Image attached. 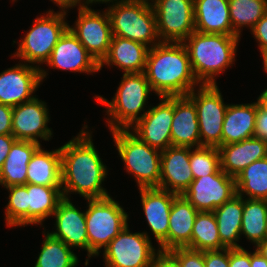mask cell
Here are the masks:
<instances>
[{
	"mask_svg": "<svg viewBox=\"0 0 267 267\" xmlns=\"http://www.w3.org/2000/svg\"><path fill=\"white\" fill-rule=\"evenodd\" d=\"M72 140L60 147L61 151V187L63 198L78 193L85 200L100 199L109 196L102 183L108 170L94 147L88 125Z\"/></svg>",
	"mask_w": 267,
	"mask_h": 267,
	"instance_id": "obj_1",
	"label": "cell"
},
{
	"mask_svg": "<svg viewBox=\"0 0 267 267\" xmlns=\"http://www.w3.org/2000/svg\"><path fill=\"white\" fill-rule=\"evenodd\" d=\"M157 96H187L199 82L183 43L161 42L149 48L144 70Z\"/></svg>",
	"mask_w": 267,
	"mask_h": 267,
	"instance_id": "obj_2",
	"label": "cell"
},
{
	"mask_svg": "<svg viewBox=\"0 0 267 267\" xmlns=\"http://www.w3.org/2000/svg\"><path fill=\"white\" fill-rule=\"evenodd\" d=\"M239 36L194 31L184 42L199 85H217L216 78L234 64Z\"/></svg>",
	"mask_w": 267,
	"mask_h": 267,
	"instance_id": "obj_3",
	"label": "cell"
},
{
	"mask_svg": "<svg viewBox=\"0 0 267 267\" xmlns=\"http://www.w3.org/2000/svg\"><path fill=\"white\" fill-rule=\"evenodd\" d=\"M111 101L95 96L96 101L106 106L107 124L110 131L129 129L143 117L148 96L152 91L144 72L124 73Z\"/></svg>",
	"mask_w": 267,
	"mask_h": 267,
	"instance_id": "obj_4",
	"label": "cell"
},
{
	"mask_svg": "<svg viewBox=\"0 0 267 267\" xmlns=\"http://www.w3.org/2000/svg\"><path fill=\"white\" fill-rule=\"evenodd\" d=\"M126 171L135 177L138 189L158 188L161 151L141 141L130 129L110 131Z\"/></svg>",
	"mask_w": 267,
	"mask_h": 267,
	"instance_id": "obj_5",
	"label": "cell"
},
{
	"mask_svg": "<svg viewBox=\"0 0 267 267\" xmlns=\"http://www.w3.org/2000/svg\"><path fill=\"white\" fill-rule=\"evenodd\" d=\"M107 12L113 36L145 44L149 48L161 43L151 2H112Z\"/></svg>",
	"mask_w": 267,
	"mask_h": 267,
	"instance_id": "obj_6",
	"label": "cell"
},
{
	"mask_svg": "<svg viewBox=\"0 0 267 267\" xmlns=\"http://www.w3.org/2000/svg\"><path fill=\"white\" fill-rule=\"evenodd\" d=\"M85 211L86 230L88 235V257L98 256L101 251L128 224V214L120 204L109 195L100 199H88Z\"/></svg>",
	"mask_w": 267,
	"mask_h": 267,
	"instance_id": "obj_7",
	"label": "cell"
},
{
	"mask_svg": "<svg viewBox=\"0 0 267 267\" xmlns=\"http://www.w3.org/2000/svg\"><path fill=\"white\" fill-rule=\"evenodd\" d=\"M47 14L37 17L34 25L26 33L12 57L20 58L24 63H46L60 37L68 29L66 12L48 10Z\"/></svg>",
	"mask_w": 267,
	"mask_h": 267,
	"instance_id": "obj_8",
	"label": "cell"
},
{
	"mask_svg": "<svg viewBox=\"0 0 267 267\" xmlns=\"http://www.w3.org/2000/svg\"><path fill=\"white\" fill-rule=\"evenodd\" d=\"M128 226L127 224L104 248V266L153 267L155 256L159 250L153 247L147 232L131 233Z\"/></svg>",
	"mask_w": 267,
	"mask_h": 267,
	"instance_id": "obj_9",
	"label": "cell"
},
{
	"mask_svg": "<svg viewBox=\"0 0 267 267\" xmlns=\"http://www.w3.org/2000/svg\"><path fill=\"white\" fill-rule=\"evenodd\" d=\"M187 96L197 109L201 146H221L222 125L228 104H224L218 85H199Z\"/></svg>",
	"mask_w": 267,
	"mask_h": 267,
	"instance_id": "obj_10",
	"label": "cell"
},
{
	"mask_svg": "<svg viewBox=\"0 0 267 267\" xmlns=\"http://www.w3.org/2000/svg\"><path fill=\"white\" fill-rule=\"evenodd\" d=\"M161 42L183 43L195 31L194 0H151Z\"/></svg>",
	"mask_w": 267,
	"mask_h": 267,
	"instance_id": "obj_11",
	"label": "cell"
},
{
	"mask_svg": "<svg viewBox=\"0 0 267 267\" xmlns=\"http://www.w3.org/2000/svg\"><path fill=\"white\" fill-rule=\"evenodd\" d=\"M100 12L91 7L78 9L75 25L68 26L98 63L107 55L113 37L107 10Z\"/></svg>",
	"mask_w": 267,
	"mask_h": 267,
	"instance_id": "obj_12",
	"label": "cell"
},
{
	"mask_svg": "<svg viewBox=\"0 0 267 267\" xmlns=\"http://www.w3.org/2000/svg\"><path fill=\"white\" fill-rule=\"evenodd\" d=\"M38 66V67H37ZM48 73L39 65L19 63L0 73V103L15 107L32 100Z\"/></svg>",
	"mask_w": 267,
	"mask_h": 267,
	"instance_id": "obj_13",
	"label": "cell"
},
{
	"mask_svg": "<svg viewBox=\"0 0 267 267\" xmlns=\"http://www.w3.org/2000/svg\"><path fill=\"white\" fill-rule=\"evenodd\" d=\"M237 194L235 178L223 170L194 179L182 194L198 211L213 212Z\"/></svg>",
	"mask_w": 267,
	"mask_h": 267,
	"instance_id": "obj_14",
	"label": "cell"
},
{
	"mask_svg": "<svg viewBox=\"0 0 267 267\" xmlns=\"http://www.w3.org/2000/svg\"><path fill=\"white\" fill-rule=\"evenodd\" d=\"M157 106L149 107L131 128L141 141L160 151L171 146V123L174 116V96H161Z\"/></svg>",
	"mask_w": 267,
	"mask_h": 267,
	"instance_id": "obj_15",
	"label": "cell"
},
{
	"mask_svg": "<svg viewBox=\"0 0 267 267\" xmlns=\"http://www.w3.org/2000/svg\"><path fill=\"white\" fill-rule=\"evenodd\" d=\"M49 111L44 101L36 96L27 102L13 107L12 135L17 140L31 141L40 144L38 138L49 141L52 129L49 123Z\"/></svg>",
	"mask_w": 267,
	"mask_h": 267,
	"instance_id": "obj_16",
	"label": "cell"
},
{
	"mask_svg": "<svg viewBox=\"0 0 267 267\" xmlns=\"http://www.w3.org/2000/svg\"><path fill=\"white\" fill-rule=\"evenodd\" d=\"M142 208L159 251H168L169 216L176 193L160 188H140Z\"/></svg>",
	"mask_w": 267,
	"mask_h": 267,
	"instance_id": "obj_17",
	"label": "cell"
},
{
	"mask_svg": "<svg viewBox=\"0 0 267 267\" xmlns=\"http://www.w3.org/2000/svg\"><path fill=\"white\" fill-rule=\"evenodd\" d=\"M46 65L69 72L95 73L99 63L68 28L52 50Z\"/></svg>",
	"mask_w": 267,
	"mask_h": 267,
	"instance_id": "obj_18",
	"label": "cell"
},
{
	"mask_svg": "<svg viewBox=\"0 0 267 267\" xmlns=\"http://www.w3.org/2000/svg\"><path fill=\"white\" fill-rule=\"evenodd\" d=\"M191 147L170 146L161 151V175L158 188L178 195L194 180L190 168Z\"/></svg>",
	"mask_w": 267,
	"mask_h": 267,
	"instance_id": "obj_19",
	"label": "cell"
},
{
	"mask_svg": "<svg viewBox=\"0 0 267 267\" xmlns=\"http://www.w3.org/2000/svg\"><path fill=\"white\" fill-rule=\"evenodd\" d=\"M55 217V231L49 232L53 237L62 240L71 248H82L87 251L88 235L86 230L85 212H81L70 199L63 198L52 215Z\"/></svg>",
	"mask_w": 267,
	"mask_h": 267,
	"instance_id": "obj_20",
	"label": "cell"
},
{
	"mask_svg": "<svg viewBox=\"0 0 267 267\" xmlns=\"http://www.w3.org/2000/svg\"><path fill=\"white\" fill-rule=\"evenodd\" d=\"M218 149L220 169L234 178L254 161L267 157V142L255 137L221 145Z\"/></svg>",
	"mask_w": 267,
	"mask_h": 267,
	"instance_id": "obj_21",
	"label": "cell"
},
{
	"mask_svg": "<svg viewBox=\"0 0 267 267\" xmlns=\"http://www.w3.org/2000/svg\"><path fill=\"white\" fill-rule=\"evenodd\" d=\"M171 146H201L197 109L188 96H174Z\"/></svg>",
	"mask_w": 267,
	"mask_h": 267,
	"instance_id": "obj_22",
	"label": "cell"
},
{
	"mask_svg": "<svg viewBox=\"0 0 267 267\" xmlns=\"http://www.w3.org/2000/svg\"><path fill=\"white\" fill-rule=\"evenodd\" d=\"M148 51L149 47L145 44L113 36L107 55L99 63V70L104 65H114L124 73L144 72Z\"/></svg>",
	"mask_w": 267,
	"mask_h": 267,
	"instance_id": "obj_23",
	"label": "cell"
},
{
	"mask_svg": "<svg viewBox=\"0 0 267 267\" xmlns=\"http://www.w3.org/2000/svg\"><path fill=\"white\" fill-rule=\"evenodd\" d=\"M195 31L237 36L232 29L228 0H194Z\"/></svg>",
	"mask_w": 267,
	"mask_h": 267,
	"instance_id": "obj_24",
	"label": "cell"
},
{
	"mask_svg": "<svg viewBox=\"0 0 267 267\" xmlns=\"http://www.w3.org/2000/svg\"><path fill=\"white\" fill-rule=\"evenodd\" d=\"M257 101L228 104L222 125L221 145L240 142L254 135Z\"/></svg>",
	"mask_w": 267,
	"mask_h": 267,
	"instance_id": "obj_25",
	"label": "cell"
},
{
	"mask_svg": "<svg viewBox=\"0 0 267 267\" xmlns=\"http://www.w3.org/2000/svg\"><path fill=\"white\" fill-rule=\"evenodd\" d=\"M199 211L181 194L172 202L169 216L168 251L187 247L191 242L194 220Z\"/></svg>",
	"mask_w": 267,
	"mask_h": 267,
	"instance_id": "obj_26",
	"label": "cell"
},
{
	"mask_svg": "<svg viewBox=\"0 0 267 267\" xmlns=\"http://www.w3.org/2000/svg\"><path fill=\"white\" fill-rule=\"evenodd\" d=\"M41 144L16 140L0 170V185L4 188L13 185H25L28 163Z\"/></svg>",
	"mask_w": 267,
	"mask_h": 267,
	"instance_id": "obj_27",
	"label": "cell"
},
{
	"mask_svg": "<svg viewBox=\"0 0 267 267\" xmlns=\"http://www.w3.org/2000/svg\"><path fill=\"white\" fill-rule=\"evenodd\" d=\"M213 213L217 222L218 233L225 248H242L237 242L241 237L240 230L243 215V197L236 194Z\"/></svg>",
	"mask_w": 267,
	"mask_h": 267,
	"instance_id": "obj_28",
	"label": "cell"
},
{
	"mask_svg": "<svg viewBox=\"0 0 267 267\" xmlns=\"http://www.w3.org/2000/svg\"><path fill=\"white\" fill-rule=\"evenodd\" d=\"M26 183L61 186V151H45L40 147L28 163Z\"/></svg>",
	"mask_w": 267,
	"mask_h": 267,
	"instance_id": "obj_29",
	"label": "cell"
},
{
	"mask_svg": "<svg viewBox=\"0 0 267 267\" xmlns=\"http://www.w3.org/2000/svg\"><path fill=\"white\" fill-rule=\"evenodd\" d=\"M63 199L61 186H43L27 183V206L29 225H42L51 217L58 203Z\"/></svg>",
	"mask_w": 267,
	"mask_h": 267,
	"instance_id": "obj_30",
	"label": "cell"
},
{
	"mask_svg": "<svg viewBox=\"0 0 267 267\" xmlns=\"http://www.w3.org/2000/svg\"><path fill=\"white\" fill-rule=\"evenodd\" d=\"M236 191L248 199L267 200V157L254 161L235 177Z\"/></svg>",
	"mask_w": 267,
	"mask_h": 267,
	"instance_id": "obj_31",
	"label": "cell"
},
{
	"mask_svg": "<svg viewBox=\"0 0 267 267\" xmlns=\"http://www.w3.org/2000/svg\"><path fill=\"white\" fill-rule=\"evenodd\" d=\"M267 200L243 197V215L240 235L256 246L266 238Z\"/></svg>",
	"mask_w": 267,
	"mask_h": 267,
	"instance_id": "obj_32",
	"label": "cell"
},
{
	"mask_svg": "<svg viewBox=\"0 0 267 267\" xmlns=\"http://www.w3.org/2000/svg\"><path fill=\"white\" fill-rule=\"evenodd\" d=\"M187 248L197 251L222 250L215 214L199 211L195 217L191 242Z\"/></svg>",
	"mask_w": 267,
	"mask_h": 267,
	"instance_id": "obj_33",
	"label": "cell"
},
{
	"mask_svg": "<svg viewBox=\"0 0 267 267\" xmlns=\"http://www.w3.org/2000/svg\"><path fill=\"white\" fill-rule=\"evenodd\" d=\"M44 230V241L34 267H76L78 257L62 240Z\"/></svg>",
	"mask_w": 267,
	"mask_h": 267,
	"instance_id": "obj_34",
	"label": "cell"
},
{
	"mask_svg": "<svg viewBox=\"0 0 267 267\" xmlns=\"http://www.w3.org/2000/svg\"><path fill=\"white\" fill-rule=\"evenodd\" d=\"M233 32L240 37L242 27L254 25L267 13V0H228Z\"/></svg>",
	"mask_w": 267,
	"mask_h": 267,
	"instance_id": "obj_35",
	"label": "cell"
},
{
	"mask_svg": "<svg viewBox=\"0 0 267 267\" xmlns=\"http://www.w3.org/2000/svg\"><path fill=\"white\" fill-rule=\"evenodd\" d=\"M9 190V201L5 207L7 227L29 225V206H27V183L6 187Z\"/></svg>",
	"mask_w": 267,
	"mask_h": 267,
	"instance_id": "obj_36",
	"label": "cell"
},
{
	"mask_svg": "<svg viewBox=\"0 0 267 267\" xmlns=\"http://www.w3.org/2000/svg\"><path fill=\"white\" fill-rule=\"evenodd\" d=\"M189 162L194 179L215 174L220 170L219 149L213 146L191 147Z\"/></svg>",
	"mask_w": 267,
	"mask_h": 267,
	"instance_id": "obj_37",
	"label": "cell"
},
{
	"mask_svg": "<svg viewBox=\"0 0 267 267\" xmlns=\"http://www.w3.org/2000/svg\"><path fill=\"white\" fill-rule=\"evenodd\" d=\"M181 267H205L204 251L192 250L187 247H177L168 251Z\"/></svg>",
	"mask_w": 267,
	"mask_h": 267,
	"instance_id": "obj_38",
	"label": "cell"
},
{
	"mask_svg": "<svg viewBox=\"0 0 267 267\" xmlns=\"http://www.w3.org/2000/svg\"><path fill=\"white\" fill-rule=\"evenodd\" d=\"M205 267H229V248L204 251Z\"/></svg>",
	"mask_w": 267,
	"mask_h": 267,
	"instance_id": "obj_39",
	"label": "cell"
},
{
	"mask_svg": "<svg viewBox=\"0 0 267 267\" xmlns=\"http://www.w3.org/2000/svg\"><path fill=\"white\" fill-rule=\"evenodd\" d=\"M254 39L258 41L260 53L267 50V13L250 30Z\"/></svg>",
	"mask_w": 267,
	"mask_h": 267,
	"instance_id": "obj_40",
	"label": "cell"
},
{
	"mask_svg": "<svg viewBox=\"0 0 267 267\" xmlns=\"http://www.w3.org/2000/svg\"><path fill=\"white\" fill-rule=\"evenodd\" d=\"M253 137L267 142V110L262 108L257 102V113L255 119V129Z\"/></svg>",
	"mask_w": 267,
	"mask_h": 267,
	"instance_id": "obj_41",
	"label": "cell"
},
{
	"mask_svg": "<svg viewBox=\"0 0 267 267\" xmlns=\"http://www.w3.org/2000/svg\"><path fill=\"white\" fill-rule=\"evenodd\" d=\"M229 267H251L250 252L242 248H229Z\"/></svg>",
	"mask_w": 267,
	"mask_h": 267,
	"instance_id": "obj_42",
	"label": "cell"
},
{
	"mask_svg": "<svg viewBox=\"0 0 267 267\" xmlns=\"http://www.w3.org/2000/svg\"><path fill=\"white\" fill-rule=\"evenodd\" d=\"M13 107L0 103V135L12 134Z\"/></svg>",
	"mask_w": 267,
	"mask_h": 267,
	"instance_id": "obj_43",
	"label": "cell"
},
{
	"mask_svg": "<svg viewBox=\"0 0 267 267\" xmlns=\"http://www.w3.org/2000/svg\"><path fill=\"white\" fill-rule=\"evenodd\" d=\"M153 267H181V265L168 251H158Z\"/></svg>",
	"mask_w": 267,
	"mask_h": 267,
	"instance_id": "obj_44",
	"label": "cell"
},
{
	"mask_svg": "<svg viewBox=\"0 0 267 267\" xmlns=\"http://www.w3.org/2000/svg\"><path fill=\"white\" fill-rule=\"evenodd\" d=\"M17 139L12 134L0 135V170L8 156L11 146Z\"/></svg>",
	"mask_w": 267,
	"mask_h": 267,
	"instance_id": "obj_45",
	"label": "cell"
},
{
	"mask_svg": "<svg viewBox=\"0 0 267 267\" xmlns=\"http://www.w3.org/2000/svg\"><path fill=\"white\" fill-rule=\"evenodd\" d=\"M59 7L61 12H68L66 9L74 8L75 6H79L78 9L88 7L89 4L96 3V0H50ZM83 2V3H82Z\"/></svg>",
	"mask_w": 267,
	"mask_h": 267,
	"instance_id": "obj_46",
	"label": "cell"
},
{
	"mask_svg": "<svg viewBox=\"0 0 267 267\" xmlns=\"http://www.w3.org/2000/svg\"><path fill=\"white\" fill-rule=\"evenodd\" d=\"M250 266L251 267H267V259L262 257L256 250L250 252Z\"/></svg>",
	"mask_w": 267,
	"mask_h": 267,
	"instance_id": "obj_47",
	"label": "cell"
},
{
	"mask_svg": "<svg viewBox=\"0 0 267 267\" xmlns=\"http://www.w3.org/2000/svg\"><path fill=\"white\" fill-rule=\"evenodd\" d=\"M255 250L264 258L267 259V238L255 246Z\"/></svg>",
	"mask_w": 267,
	"mask_h": 267,
	"instance_id": "obj_48",
	"label": "cell"
},
{
	"mask_svg": "<svg viewBox=\"0 0 267 267\" xmlns=\"http://www.w3.org/2000/svg\"><path fill=\"white\" fill-rule=\"evenodd\" d=\"M258 104L267 110V89H265L257 99Z\"/></svg>",
	"mask_w": 267,
	"mask_h": 267,
	"instance_id": "obj_49",
	"label": "cell"
},
{
	"mask_svg": "<svg viewBox=\"0 0 267 267\" xmlns=\"http://www.w3.org/2000/svg\"><path fill=\"white\" fill-rule=\"evenodd\" d=\"M98 3H111V2H150L149 0H96Z\"/></svg>",
	"mask_w": 267,
	"mask_h": 267,
	"instance_id": "obj_50",
	"label": "cell"
},
{
	"mask_svg": "<svg viewBox=\"0 0 267 267\" xmlns=\"http://www.w3.org/2000/svg\"><path fill=\"white\" fill-rule=\"evenodd\" d=\"M261 55L263 56V68L266 71L265 73H267V50L263 51Z\"/></svg>",
	"mask_w": 267,
	"mask_h": 267,
	"instance_id": "obj_51",
	"label": "cell"
}]
</instances>
